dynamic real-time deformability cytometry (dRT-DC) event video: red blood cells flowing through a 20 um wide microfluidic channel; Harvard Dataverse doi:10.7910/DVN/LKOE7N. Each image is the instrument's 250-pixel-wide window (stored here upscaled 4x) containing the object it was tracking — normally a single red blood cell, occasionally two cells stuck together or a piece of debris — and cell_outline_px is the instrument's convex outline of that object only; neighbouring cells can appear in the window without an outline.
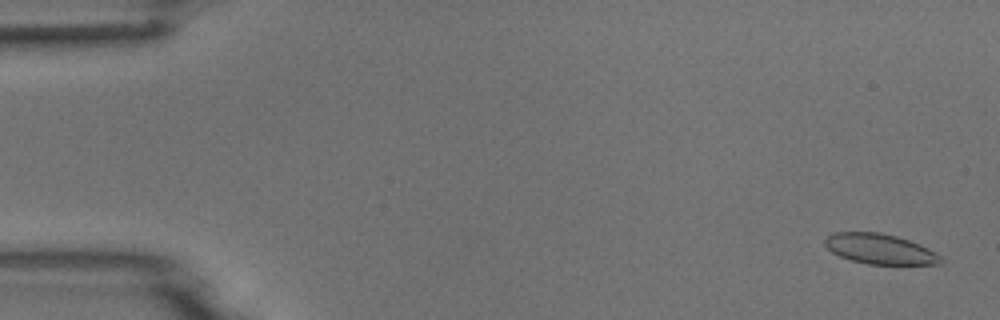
{"species": "common noctule bat (a hibernating species)", "species_latin": "Nyctalus noctula", "temperature_condition": "room temperature", "stored_images_in_passage": 9, "camera_frame_rate_fps": 3000, "um_per_image_px": 0.085, "animal": {"sex": "male", "body_mass_g": 18.8}, "frame": {"image": 1, "passage_image": 1, "time_ms": 0.0, "image_size_px": [1000, 320], "cell_outline_px": [[944, 260], [940, 264], [868, 264], [852, 260], [840, 256], [832, 252], [824, 244], [824, 240], [832, 232], [880, 232], [896, 236], [920, 244], [936, 252]], "centroid_in_image_um": [74.8, 21.16], "position_along_channel_um": 10.2, "area_um2": 20.35}}
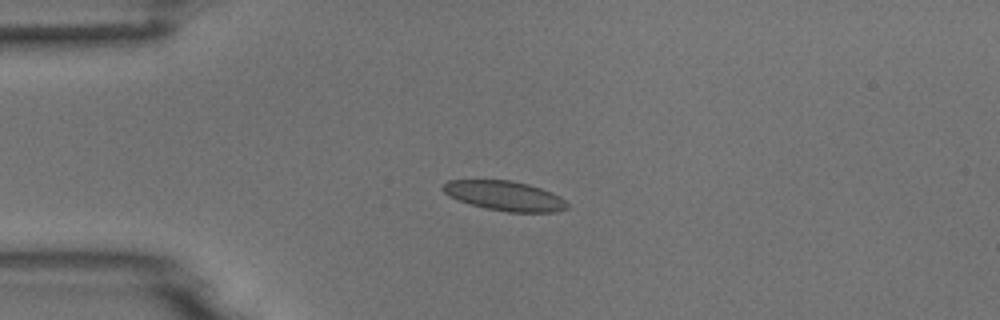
{"frame": {"image": 2, "passage_image": 4, "time_ms": 3.667, "image_size_px": [1000, 320], "cell_outline_px": [[568, 208], [556, 212], [508, 212], [484, 208], [448, 196], [440, 188], [448, 180], [512, 180], [528, 184], [552, 192], [560, 196], [568, 204]], "centroid_in_image_um": [42.91, 16.64], "position_along_channel_um": 42.1, "area_um2": 21.5}}